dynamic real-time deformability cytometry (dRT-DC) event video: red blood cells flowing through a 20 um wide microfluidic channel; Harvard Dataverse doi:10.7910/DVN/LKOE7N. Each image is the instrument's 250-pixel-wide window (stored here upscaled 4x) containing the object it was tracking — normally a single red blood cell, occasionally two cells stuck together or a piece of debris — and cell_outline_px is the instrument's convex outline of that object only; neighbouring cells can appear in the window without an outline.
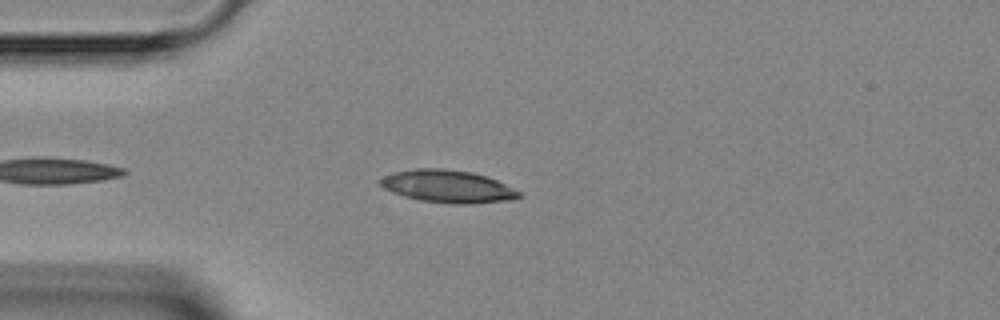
{"species": "Egyptian fruit bat (a non-hibernating species)", "species_latin": "Rousettus aegyptiacus", "temperature_condition": "room temperature", "stored_images_in_passage": 37, "camera_frame_rate_fps": 3000, "um_per_image_px": 0.085, "animal": {"sex": "female"}, "frame": {"image": 1, "passage_image": 5, "time_ms": 1.333, "image_size_px": [1000, 320], "cell_outline_px": [[524, 196], [512, 200], [468, 204], [452, 204], [420, 200], [404, 196], [392, 192], [384, 188], [380, 184], [380, 180], [384, 176], [392, 172], [416, 168], [444, 168], [472, 172], [496, 180], [520, 192]], "centroid_in_image_um": [38.06, 15.84], "position_along_channel_um": 46.9, "area_um2": 26.3}}
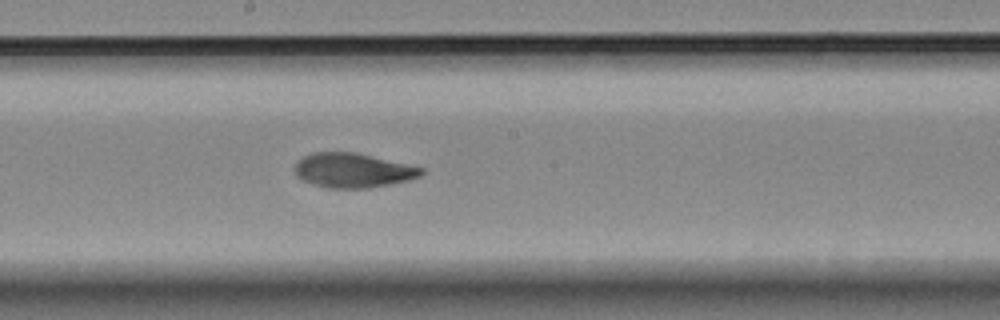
{"frame": {"image": 2, "passage_image": 18, "time_ms": 5.667, "image_size_px": [1000, 320], "cell_outline_px": [[424, 172], [420, 176], [408, 180], [368, 188], [328, 188], [304, 180], [296, 176], [296, 160], [312, 152], [356, 152], [424, 168]], "centroid_in_image_um": [29.99, 14.47], "position_along_channel_um": 218.2, "area_um2": 25.2}}
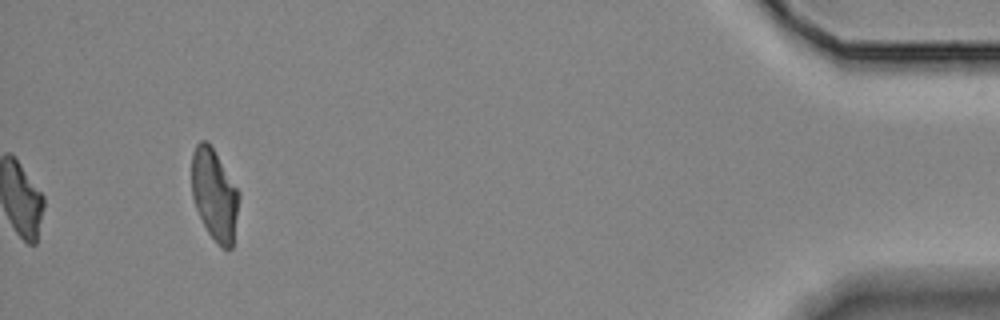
{"frame": {"image": 3, "passage_image": 37, "time_ms": 12.0, "image_size_px": [1000, 320], "cell_outline_px": [[240, 196], [232, 248], [224, 248], [216, 244], [208, 232], [196, 208], [192, 196], [192, 152], [196, 144], [200, 140], [208, 140], [240, 192]], "centroid_in_image_um": [18.23, 16.52], "position_along_channel_um": 417.0, "area_um2": 25.2}}